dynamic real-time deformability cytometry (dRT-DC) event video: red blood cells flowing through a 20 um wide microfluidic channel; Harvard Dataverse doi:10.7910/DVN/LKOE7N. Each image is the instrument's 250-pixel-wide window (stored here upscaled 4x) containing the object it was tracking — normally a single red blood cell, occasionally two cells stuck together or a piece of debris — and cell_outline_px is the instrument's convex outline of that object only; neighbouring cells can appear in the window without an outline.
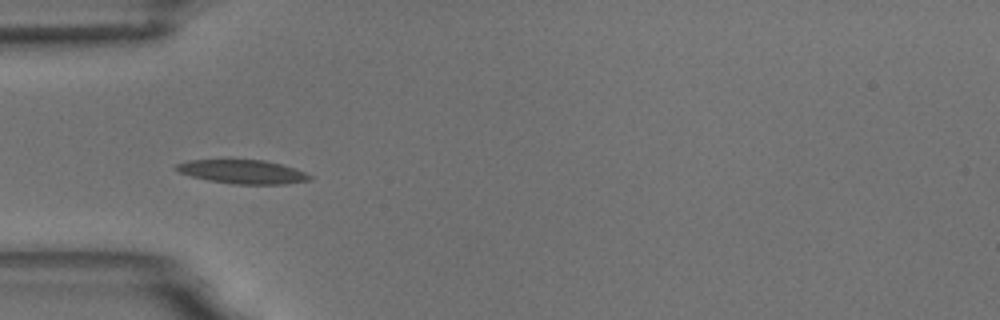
{"species": "common noctule bat (a hibernating species)", "species_latin": "Nyctalus noctula", "temperature_condition": "room temperature", "stored_images_in_passage": 5, "camera_frame_rate_fps": 3000, "um_per_image_px": 0.085, "animal": {"sex": "male", "body_mass_g": 18.8}, "frame": {"image": 1, "passage_image": 4, "time_ms": 3.667, "image_size_px": [1000, 320], "cell_outline_px": [[312, 180], [284, 184], [232, 184], [208, 180], [192, 176], [180, 172], [172, 168], [176, 164], [188, 160], [264, 160], [296, 168], [312, 176]], "centroid_in_image_um": [20.62, 14.6], "position_along_channel_um": 64.4, "area_um2": 18.5}}